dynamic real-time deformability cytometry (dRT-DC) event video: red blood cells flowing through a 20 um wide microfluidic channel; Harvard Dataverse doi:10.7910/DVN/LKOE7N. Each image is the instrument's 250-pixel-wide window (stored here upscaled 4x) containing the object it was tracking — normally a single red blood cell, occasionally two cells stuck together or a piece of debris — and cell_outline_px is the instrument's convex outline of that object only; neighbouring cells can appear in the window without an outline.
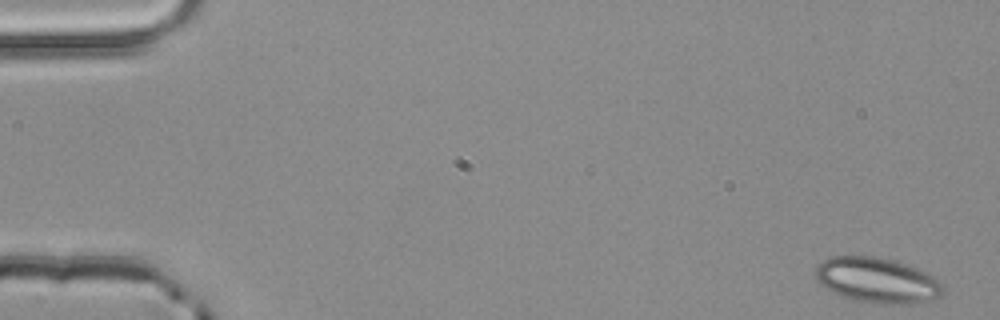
{"species": "common noctule bat (a hibernating species)", "species_latin": "Nyctalus noctula", "temperature_condition": "room temperature", "stored_images_in_passage": 4, "camera_frame_rate_fps": 3000, "um_per_image_px": 0.085, "animal": {"sex": "male", "body_mass_g": 20.4}, "frame": {"image": 1, "passage_image": 1, "time_ms": 0.0, "image_size_px": [1000, 320], "cell_outline_px": [[944, 292], [940, 296], [916, 304], [892, 304], [852, 300], [840, 296], [828, 288], [816, 276], [816, 264], [832, 256], [876, 256], [892, 260], [916, 268], [940, 280], [944, 284]], "centroid_in_image_um": [74.6, 23.82], "position_along_channel_um": 10.4, "area_um2": 33.41}}